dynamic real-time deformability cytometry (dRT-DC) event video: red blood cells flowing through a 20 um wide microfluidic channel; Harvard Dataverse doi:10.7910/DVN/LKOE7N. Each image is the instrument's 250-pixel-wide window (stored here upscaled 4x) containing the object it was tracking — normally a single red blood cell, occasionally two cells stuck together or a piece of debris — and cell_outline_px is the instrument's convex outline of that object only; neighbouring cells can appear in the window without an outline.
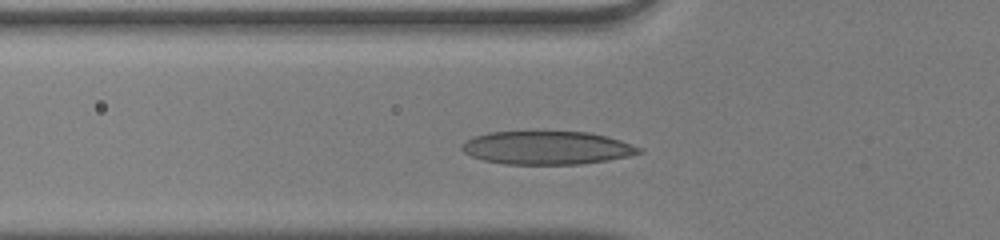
{"species": "human", "species_latin": "Homo sapiens", "temperature_condition": "warm", "stored_images_in_passage": 34, "camera_frame_rate_fps": 3000, "um_per_image_px": 0.085, "donor": {"sex": "male"}, "frame": {"image": 1, "passage_image": 10, "time_ms": 3.0, "image_size_px": [1000, 240], "cell_outline_px": [[644, 152], [628, 156], [608, 160], [580, 164], [504, 164], [484, 160], [472, 156], [464, 152], [460, 148], [460, 144], [476, 136], [488, 132], [588, 132], [608, 136], [644, 148]], "centroid_in_image_um": [46.53, 12.57], "position_along_channel_um": 79.3, "area_um2": 34.33}}
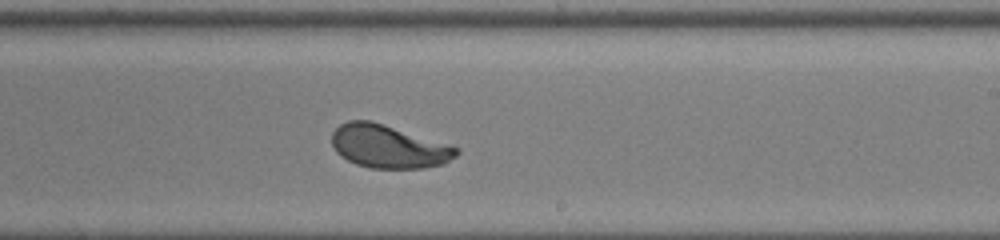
{"frame": {"image": 2, "passage_image": 23, "time_ms": 7.333, "image_size_px": [1000, 240], "cell_outline_px": [[460, 152], [456, 156], [444, 164], [424, 168], [372, 168], [356, 164], [340, 156], [336, 152], [332, 144], [332, 132], [340, 124], [348, 120], [372, 120], [460, 148]], "centroid_in_image_um": [33.02, 12.45], "position_along_channel_um": 256.0, "area_um2": 31.39}}
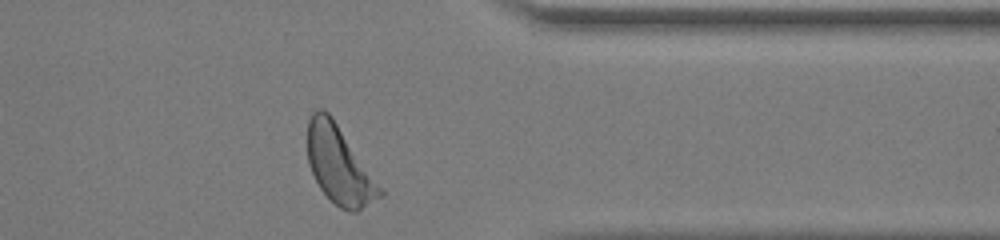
{"frame": {"image": 3, "passage_image": 33, "time_ms": 10.667, "image_size_px": [1000, 240], "cell_outline_px": [[384, 196], [356, 212], [348, 212], [340, 208], [320, 188], [308, 164], [308, 120], [312, 112], [316, 108], [324, 108], [332, 116], [384, 192]], "centroid_in_image_um": [28.82, 14.02], "position_along_channel_um": 382.6, "area_um2": 32.43}, "authors_computed_cell_mechanics": {"area_um2": 32.1079, "velocity_mm_per_s": 4.0667, "shape_relaxation_time_tau1_ms": 2.2932, "shape_relaxation_time_tau2_ms": null, "deformation_change_tau1": 0.1731, "deformation_change_tau2": null}}